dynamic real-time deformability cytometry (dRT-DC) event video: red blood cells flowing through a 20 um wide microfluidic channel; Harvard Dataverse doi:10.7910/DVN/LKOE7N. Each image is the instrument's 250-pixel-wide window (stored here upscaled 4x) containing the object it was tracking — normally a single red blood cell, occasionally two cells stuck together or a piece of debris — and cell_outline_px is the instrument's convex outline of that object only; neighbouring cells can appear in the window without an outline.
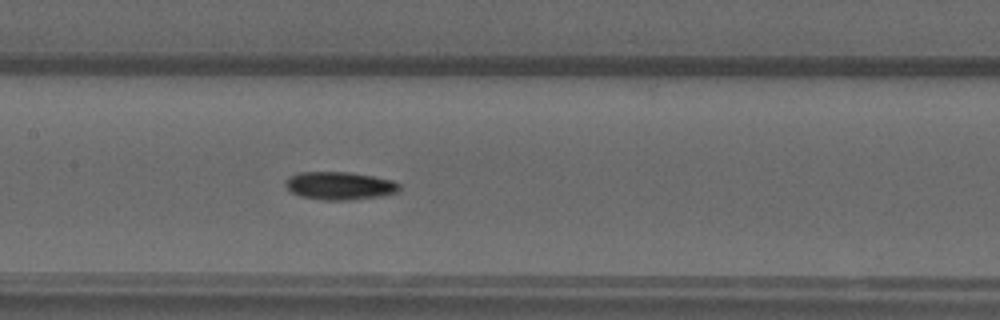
{"species": "common noctule bat (a hibernating species)", "species_latin": "Nyctalus noctula", "temperature_condition": "warm", "stored_images_in_passage": 40, "camera_frame_rate_fps": 3000, "um_per_image_px": 0.085, "animal": {"sex": "male", "forearm_length_mm": 52.5}, "frame": {"image": 1, "passage_image": 12, "time_ms": 3.667, "image_size_px": [1000, 320], "cell_outline_px": [[400, 192], [380, 196], [348, 200], [324, 200], [300, 196], [292, 192], [288, 188], [288, 176], [300, 172], [348, 172], [372, 176], [392, 180], [400, 184]], "centroid_in_image_um": [28.92, 15.79], "position_along_channel_um": 178.5, "area_um2": 18.38}}
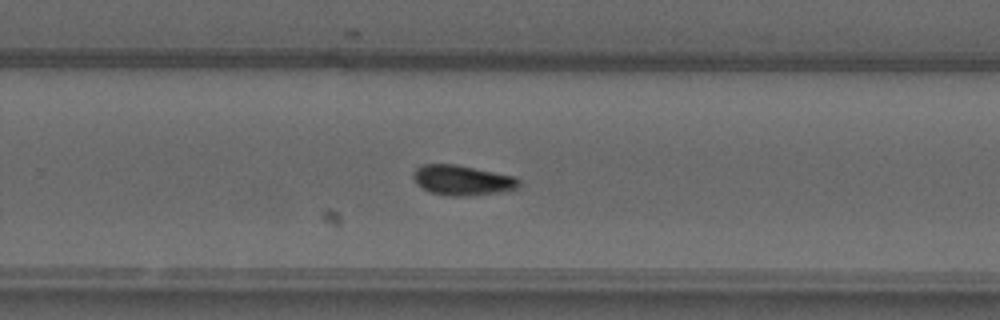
{"frame": {"image": 2, "passage_image": 21, "time_ms": 6.667, "image_size_px": [1000, 320], "cell_outline_px": [[520, 188], [504, 192], [460, 196], [448, 196], [432, 192], [424, 188], [412, 176], [412, 172], [416, 168], [424, 164], [456, 164], [516, 176], [520, 180]], "centroid_in_image_um": [39.37, 15.31], "position_along_channel_um": 290.4, "area_um2": 18.55}}
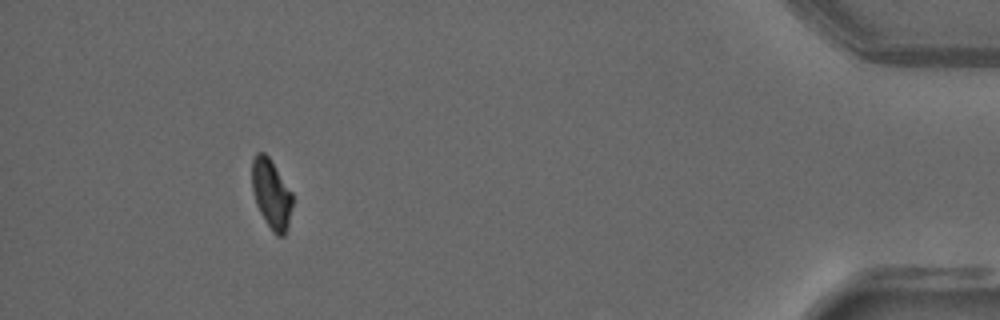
{"frame": {"image": 3, "passage_image": 36, "time_ms": 11.667, "image_size_px": [1000, 320], "cell_outline_px": [[292, 204], [288, 228], [284, 236], [276, 236], [272, 232], [264, 220], [256, 204], [252, 188], [252, 160], [256, 152], [264, 152], [268, 156], [292, 192]], "centroid_in_image_um": [23.06, 16.51], "position_along_channel_um": 412.1, "area_um2": 16.42}, "authors_computed_cell_mechanics": {"area_um2": 17.7735, "velocity_mm_per_s": 3.7538, "shape_relaxation_time_tau1_ms": 3.9415, "shape_relaxation_time_tau2_ms": 5.5521, "deformation_change_tau1": 0.1645, "deformation_change_tau2": 0.0884}}